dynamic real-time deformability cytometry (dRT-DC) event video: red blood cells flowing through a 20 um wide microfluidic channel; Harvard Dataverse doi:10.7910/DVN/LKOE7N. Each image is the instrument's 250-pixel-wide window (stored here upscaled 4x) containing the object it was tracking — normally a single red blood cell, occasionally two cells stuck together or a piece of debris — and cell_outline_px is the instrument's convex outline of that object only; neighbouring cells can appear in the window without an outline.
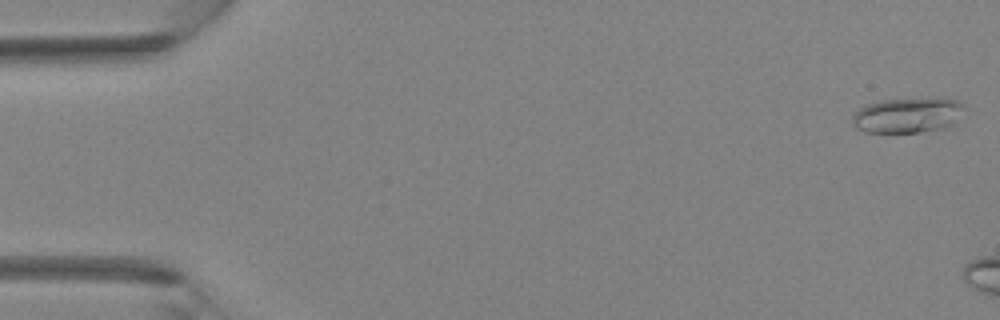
{"species": "Egyptian fruit bat (a non-hibernating species)", "species_latin": "Rousettus aegyptiacus", "temperature_condition": "room temperature", "stored_images_in_passage": 6, "camera_frame_rate_fps": 3000, "um_per_image_px": 0.085, "animal": {"sex": "female"}, "frame": {"image": 1, "passage_image": 1, "time_ms": 0.0, "image_size_px": [1000, 320], "cell_outline_px": [[968, 108], [952, 124], [944, 128], [920, 132], [864, 132], [856, 128], [852, 124], [852, 116], [860, 108], [868, 104], [880, 100], [960, 100]], "centroid_in_image_um": [77.15, 9.82], "position_along_channel_um": 7.9, "area_um2": 22.54}}